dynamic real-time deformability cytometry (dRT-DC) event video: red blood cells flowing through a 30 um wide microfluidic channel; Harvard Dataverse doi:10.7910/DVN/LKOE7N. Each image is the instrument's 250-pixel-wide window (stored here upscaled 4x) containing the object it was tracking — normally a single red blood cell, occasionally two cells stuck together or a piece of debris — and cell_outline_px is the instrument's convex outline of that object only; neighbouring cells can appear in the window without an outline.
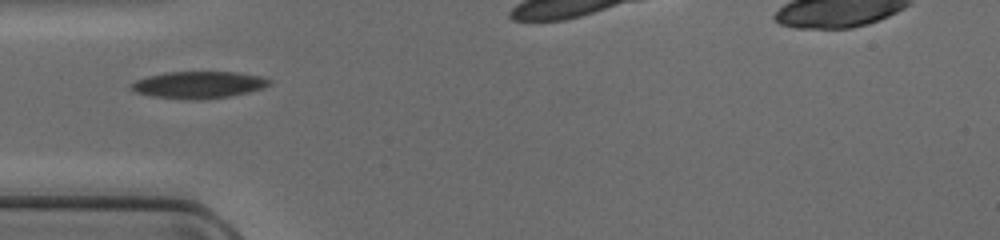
{"species": "common noctule bat (a hibernating species)", "species_latin": "Nyctalus noctula", "temperature_condition": "cold", "stored_images_in_passage": 25, "camera_frame_rate_fps": 3000, "um_per_image_px": 0.085, "animal": {"sex": "female", "body_mass_g": 17.0, "forearm_length_mm": 48.0}, "frame": {"image": 1, "passage_image": 1, "time_ms": 0.0, "image_size_px": [1000, 240], "cell_outline_px": [[272, 84], [264, 88], [248, 92], [228, 96], [200, 100], [188, 100], [152, 96], [136, 92], [128, 88], [128, 84], [136, 80], [148, 76], [168, 72], [236, 72], [260, 76], [272, 80]], "centroid_in_image_um": [16.87, 7.21], "position_along_channel_um": 68.1, "area_um2": 21.85}}
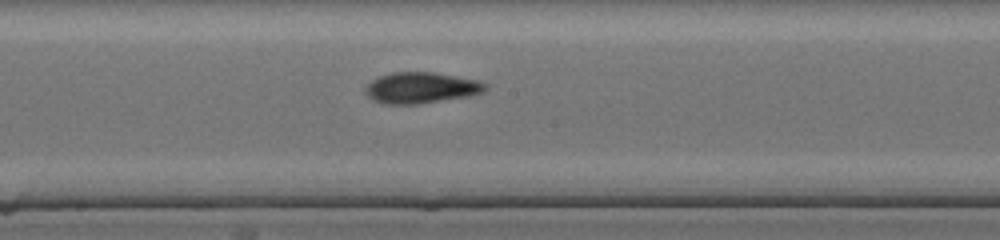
{"frame": {"image": 2, "passage_image": 11, "time_ms": 3.333, "image_size_px": [1000, 240], "cell_outline_px": [[488, 88], [484, 92], [468, 96], [420, 104], [384, 104], [372, 100], [364, 92], [364, 88], [372, 80], [380, 76], [392, 72], [436, 72], [476, 80], [488, 84]], "centroid_in_image_um": [35.79, 7.46], "position_along_channel_um": 212.4, "area_um2": 21.85}}
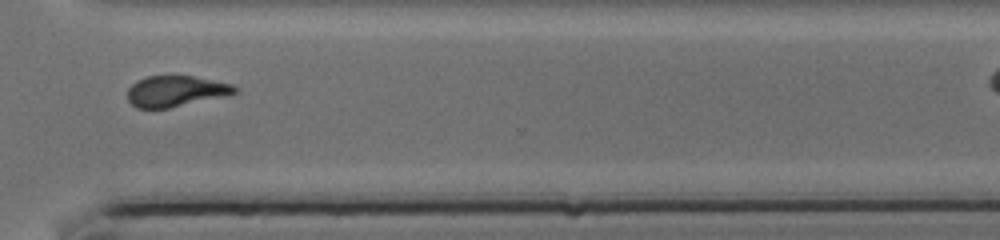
{"frame": {"image": 3, "passage_image": 21, "time_ms": 6.667, "image_size_px": [1000, 240], "cell_outline_px": [[236, 92], [228, 96], [168, 108], [136, 108], [128, 100], [128, 88], [136, 80], [148, 76], [192, 76], [232, 84], [236, 88]], "centroid_in_image_um": [14.93, 7.75], "position_along_channel_um": 355.7, "area_um2": 19.25}}